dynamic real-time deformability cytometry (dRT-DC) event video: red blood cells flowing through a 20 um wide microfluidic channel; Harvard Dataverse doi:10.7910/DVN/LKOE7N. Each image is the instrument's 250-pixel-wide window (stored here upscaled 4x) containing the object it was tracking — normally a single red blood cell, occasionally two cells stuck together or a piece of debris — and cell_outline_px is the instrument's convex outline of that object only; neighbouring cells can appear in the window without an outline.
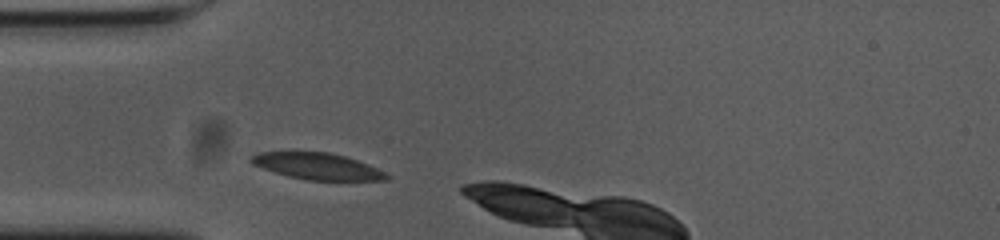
{"species": "common noctule bat (a hibernating species)", "species_latin": "Nyctalus noctula", "temperature_condition": "cold", "stored_images_in_passage": 5, "camera_frame_rate_fps": 3000, "um_per_image_px": 0.085, "animal": {"sex": "female", "body_mass_g": 23.0, "forearm_length_mm": 53.4}, "frame": {"image": 1, "passage_image": 1, "time_ms": 0.0, "image_size_px": [1000, 240], "cell_outline_px": [[388, 180], [308, 180], [288, 176], [252, 164], [248, 160], [248, 156], [260, 152], [328, 152], [344, 156], [368, 164], [384, 172], [388, 176]], "centroid_in_image_um": [26.93, 14.12], "position_along_channel_um": 58.1, "area_um2": 20.63}}